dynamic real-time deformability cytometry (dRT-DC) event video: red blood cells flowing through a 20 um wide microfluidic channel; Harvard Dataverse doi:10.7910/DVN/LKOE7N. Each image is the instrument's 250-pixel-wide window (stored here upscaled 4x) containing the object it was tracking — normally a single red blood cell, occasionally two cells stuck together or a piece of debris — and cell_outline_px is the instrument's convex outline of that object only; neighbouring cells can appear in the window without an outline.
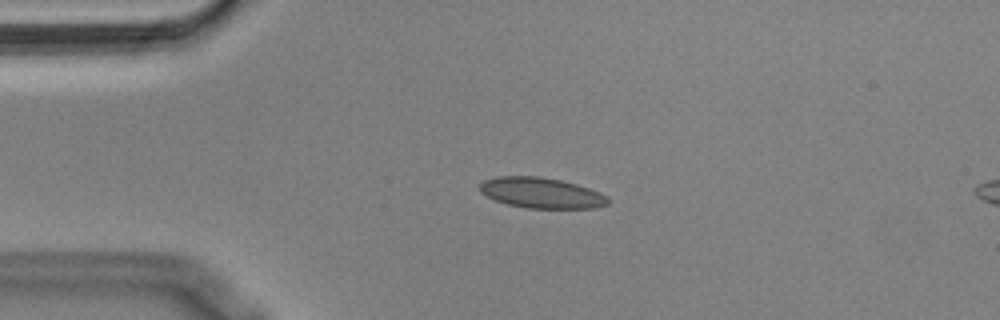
{"species": "Egyptian fruit bat (a non-hibernating species)", "species_latin": "Rousettus aegyptiacus", "temperature_condition": "cold", "stored_images_in_passage": 7, "camera_frame_rate_fps": 3000, "um_per_image_px": 0.085, "animal": {"sex": "male"}, "frame": {"image": 1, "passage_image": 1, "time_ms": 0.0, "image_size_px": [1000, 320], "cell_outline_px": [[608, 204], [592, 208], [528, 208], [508, 204], [496, 200], [480, 192], [480, 184], [484, 180], [496, 176], [540, 176], [560, 180], [576, 184], [600, 192], [608, 196]], "centroid_in_image_um": [46.01, 16.39], "position_along_channel_um": 39.0, "area_um2": 22.72}}